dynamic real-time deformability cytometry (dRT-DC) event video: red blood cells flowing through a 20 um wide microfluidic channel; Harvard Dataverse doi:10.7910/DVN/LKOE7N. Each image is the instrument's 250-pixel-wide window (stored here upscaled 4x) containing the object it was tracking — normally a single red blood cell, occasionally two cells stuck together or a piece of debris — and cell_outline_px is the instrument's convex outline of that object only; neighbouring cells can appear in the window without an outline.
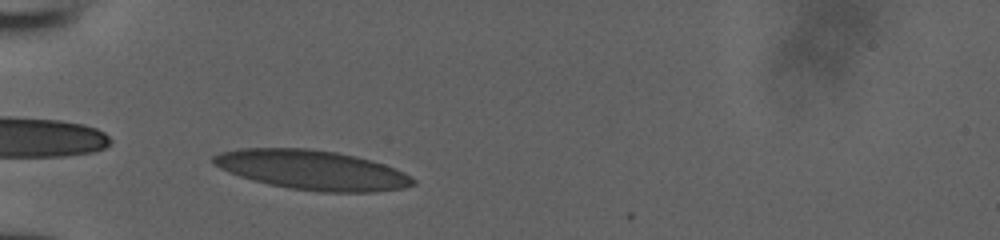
{"species": "human", "species_latin": "Homo sapiens", "temperature_condition": "room temperature", "stored_images_in_passage": 33, "camera_frame_rate_fps": 3000, "um_per_image_px": 0.085, "donor": {"sex": "male"}, "frame": {"image": 1, "passage_image": 2, "time_ms": 0.333, "image_size_px": [1000, 240], "cell_outline_px": [[416, 184], [404, 188], [376, 192], [320, 192], [288, 188], [268, 184], [252, 180], [228, 172], [212, 164], [212, 156], [220, 152], [240, 148], [308, 148], [336, 152], [356, 156], [384, 164], [396, 168], [412, 176], [416, 180]], "centroid_in_image_um": [26.54, 14.45], "position_along_channel_um": 58.5, "area_um2": 46.36}}
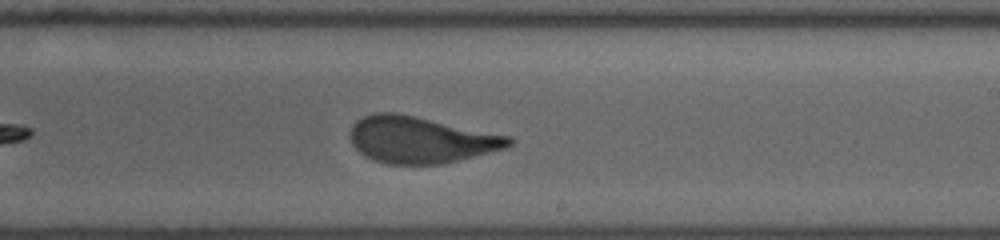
{"frame": {"image": 2, "passage_image": 17, "time_ms": 5.333, "image_size_px": [1000, 240], "cell_outline_px": [[516, 140], [508, 148], [444, 164], [388, 164], [376, 160], [360, 152], [352, 144], [348, 136], [348, 132], [352, 124], [356, 120], [364, 116], [376, 112], [396, 112], [512, 136]], "centroid_in_image_um": [35.78, 11.87], "position_along_channel_um": 253.2, "area_um2": 43.47}}
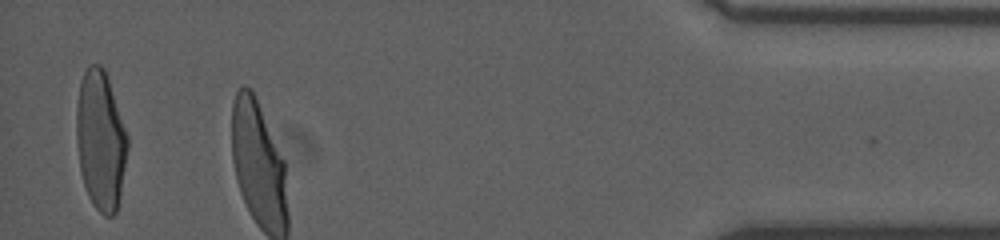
{"frame": {"image": 3, "passage_image": 32, "time_ms": 10.333, "image_size_px": [1000, 240], "cell_outline_px": [[128, 148], [120, 196], [116, 212], [112, 216], [104, 216], [92, 204], [88, 196], [80, 172], [76, 140], [76, 108], [80, 84], [84, 72], [88, 64], [100, 64], [104, 68], [128, 136]], "centroid_in_image_um": [8.54, 11.94], "position_along_channel_um": 426.7, "area_um2": 41.5}}